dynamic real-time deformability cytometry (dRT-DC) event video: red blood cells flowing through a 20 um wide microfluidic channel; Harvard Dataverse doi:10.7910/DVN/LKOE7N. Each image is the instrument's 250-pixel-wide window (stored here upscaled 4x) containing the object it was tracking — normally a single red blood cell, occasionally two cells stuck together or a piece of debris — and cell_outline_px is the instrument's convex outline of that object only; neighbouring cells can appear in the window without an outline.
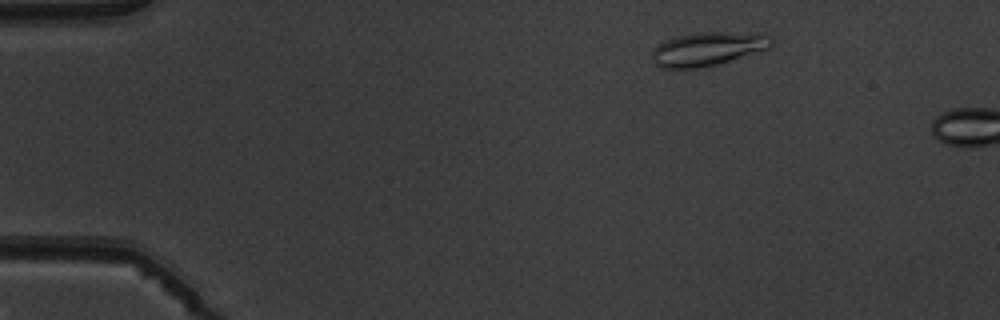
{"species": "common noctule bat (a hibernating species)", "species_latin": "Nyctalus noctula", "temperature_condition": "warm", "stored_images_in_passage": 3, "camera_frame_rate_fps": 3000, "um_per_image_px": 0.085, "animal": {"sex": "male", "body_mass_g": 19.5, "forearm_length_mm": 54.6}, "frame": {"image": 1, "passage_image": 2, "time_ms": 1.333, "image_size_px": [1000, 320], "cell_outline_px": [[772, 44], [768, 48], [704, 68], [660, 68], [652, 60], [652, 48], [664, 40], [676, 36], [696, 32], [764, 32], [772, 36]], "centroid_in_image_um": [60.15, 4.13], "position_along_channel_um": 24.8, "area_um2": 23.76}}